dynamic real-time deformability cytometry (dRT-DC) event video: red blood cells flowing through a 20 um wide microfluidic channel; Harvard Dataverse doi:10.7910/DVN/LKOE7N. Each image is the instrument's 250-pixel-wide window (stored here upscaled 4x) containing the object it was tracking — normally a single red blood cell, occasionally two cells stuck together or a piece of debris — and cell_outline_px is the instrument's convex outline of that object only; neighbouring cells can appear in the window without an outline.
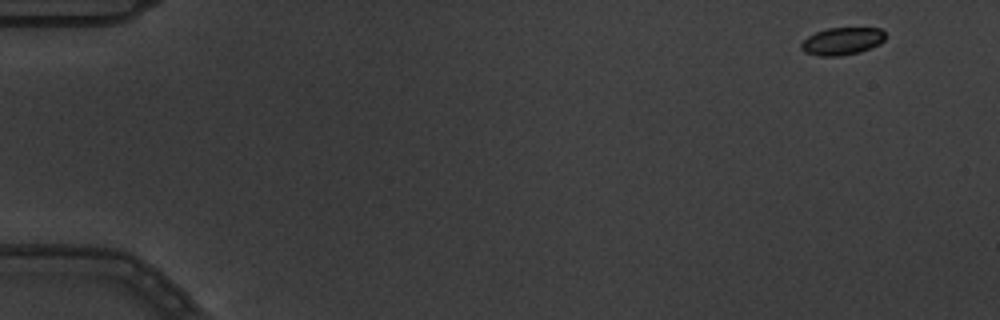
{"species": "common noctule bat (a hibernating species)", "species_latin": "Nyctalus noctula", "temperature_condition": "warm", "stored_images_in_passage": 5, "camera_frame_rate_fps": 3000, "um_per_image_px": 0.085, "animal": {"sex": "male", "body_mass_g": 19.5, "forearm_length_mm": 54.6}, "frame": {"image": 1, "passage_image": 1, "time_ms": 0.0, "image_size_px": [1000, 320], "cell_outline_px": [[884, 40], [880, 44], [860, 52], [840, 56], [820, 56], [804, 52], [800, 48], [800, 44], [808, 36], [816, 32], [828, 28], [880, 28], [884, 32]], "centroid_in_image_um": [71.57, 3.5], "position_along_channel_um": 13.4, "area_um2": 13.47}}
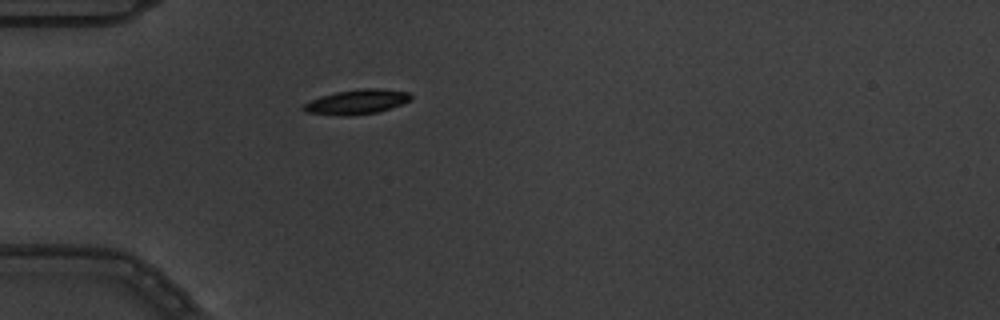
{"frame": {"image": 2, "passage_image": 5, "time_ms": 1.333, "image_size_px": [1000, 320], "cell_outline_px": [[412, 100], [376, 112], [344, 116], [304, 112], [300, 108], [304, 104], [320, 96], [336, 92], [360, 88], [380, 88], [408, 92], [412, 96]], "centroid_in_image_um": [30.3, 8.64], "position_along_channel_um": 54.7, "area_um2": 15.32}}